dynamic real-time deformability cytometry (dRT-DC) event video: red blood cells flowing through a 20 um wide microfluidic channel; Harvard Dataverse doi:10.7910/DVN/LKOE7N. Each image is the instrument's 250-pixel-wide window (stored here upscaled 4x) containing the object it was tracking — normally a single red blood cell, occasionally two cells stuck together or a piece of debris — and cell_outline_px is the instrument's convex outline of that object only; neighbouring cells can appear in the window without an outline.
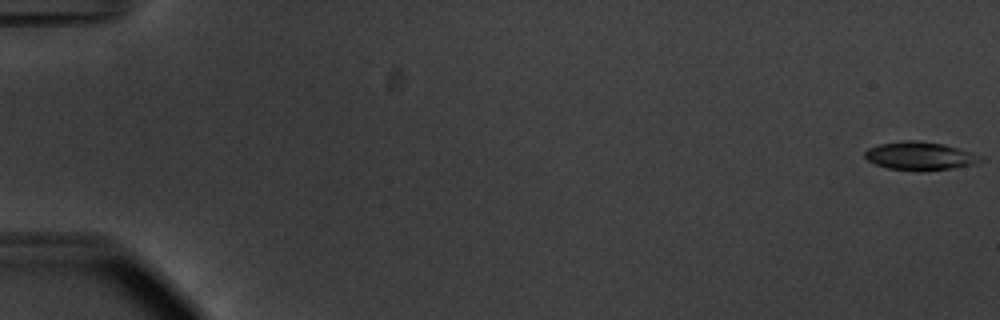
{"species": "common noctule bat (a hibernating species)", "species_latin": "Nyctalus noctula", "temperature_condition": "warm", "stored_images_in_passage": 4, "camera_frame_rate_fps": 3000, "um_per_image_px": 0.085, "animal": {"sex": "male", "body_mass_g": 20.1, "forearm_length_mm": 53.5}, "frame": {"image": 1, "passage_image": 1, "time_ms": 0.0, "image_size_px": [1000, 320], "cell_outline_px": [[984, 160], [976, 164], [952, 168], [924, 172], [920, 172], [888, 168], [876, 164], [868, 160], [864, 156], [864, 152], [868, 148], [880, 144], [904, 140], [912, 140], [944, 144], [972, 152], [980, 156]], "centroid_in_image_um": [78.21, 13.27], "position_along_channel_um": 6.8, "area_um2": 19.19}}